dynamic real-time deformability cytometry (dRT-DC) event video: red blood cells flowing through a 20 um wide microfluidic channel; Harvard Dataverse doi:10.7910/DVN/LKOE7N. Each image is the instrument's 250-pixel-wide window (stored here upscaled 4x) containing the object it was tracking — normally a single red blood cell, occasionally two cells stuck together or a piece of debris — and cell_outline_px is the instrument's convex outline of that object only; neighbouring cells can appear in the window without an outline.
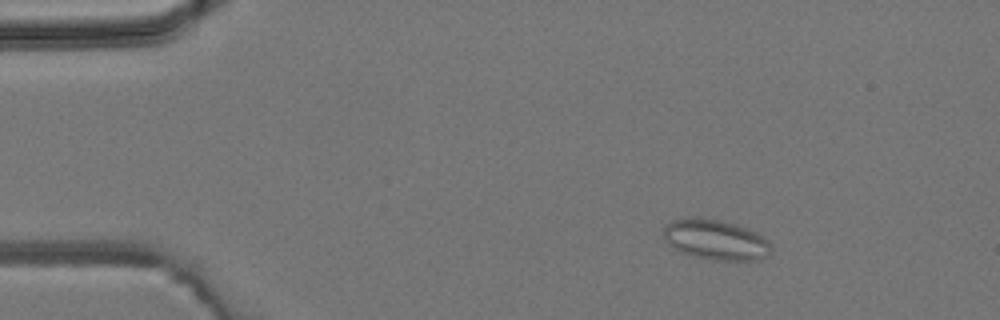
{"species": "common noctule bat (a hibernating species)", "species_latin": "Nyctalus noctula", "temperature_condition": "room temperature", "stored_images_in_passage": 6, "camera_frame_rate_fps": 3000, "um_per_image_px": 0.085, "animal": {"sex": "male", "body_mass_g": 19.2, "forearm_length_mm": 51.8}, "frame": {"image": 1, "passage_image": 3, "time_ms": 2.333, "image_size_px": [1000, 320], "cell_outline_px": [[772, 252], [768, 256], [760, 260], [712, 260], [680, 252], [668, 244], [664, 240], [664, 228], [672, 220], [692, 216], [700, 216], [720, 220], [736, 224], [748, 228], [764, 236], [772, 244]], "centroid_in_image_um": [60.87, 20.36], "position_along_channel_um": 24.1, "area_um2": 25.72}}